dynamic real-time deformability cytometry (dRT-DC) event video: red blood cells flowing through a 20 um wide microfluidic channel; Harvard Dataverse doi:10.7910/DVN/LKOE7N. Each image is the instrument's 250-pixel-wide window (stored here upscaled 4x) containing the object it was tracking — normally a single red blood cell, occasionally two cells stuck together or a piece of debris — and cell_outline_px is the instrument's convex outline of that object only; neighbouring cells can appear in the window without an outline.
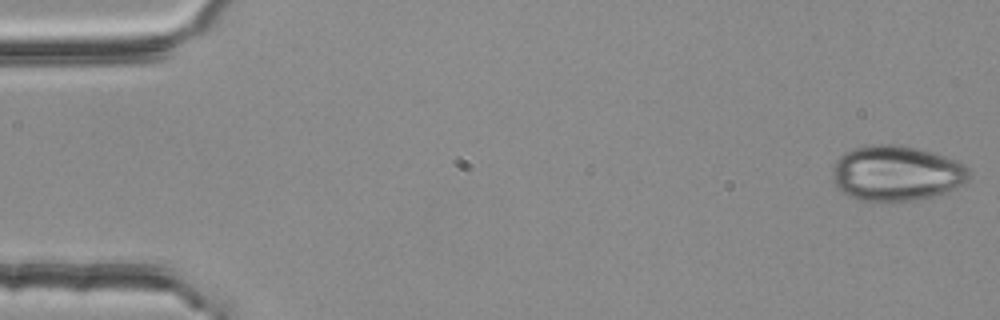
{"species": "common noctule bat (a hibernating species)", "species_latin": "Nyctalus noctula", "temperature_condition": "room temperature", "stored_images_in_passage": 10, "camera_frame_rate_fps": 3000, "um_per_image_px": 0.085, "animal": {"sex": "female", "body_mass_g": 25.1}, "frame": {"image": 1, "passage_image": 1, "time_ms": 0.0, "image_size_px": [1000, 320], "cell_outline_px": [[972, 176], [964, 184], [944, 192], [932, 196], [912, 200], [860, 200], [848, 196], [840, 192], [836, 188], [832, 176], [832, 168], [836, 160], [844, 152], [856, 148], [872, 144], [900, 144], [932, 152], [956, 160], [964, 164], [968, 168]], "centroid_in_image_um": [76.18, 14.71], "position_along_channel_um": 8.8, "area_um2": 44.1}}